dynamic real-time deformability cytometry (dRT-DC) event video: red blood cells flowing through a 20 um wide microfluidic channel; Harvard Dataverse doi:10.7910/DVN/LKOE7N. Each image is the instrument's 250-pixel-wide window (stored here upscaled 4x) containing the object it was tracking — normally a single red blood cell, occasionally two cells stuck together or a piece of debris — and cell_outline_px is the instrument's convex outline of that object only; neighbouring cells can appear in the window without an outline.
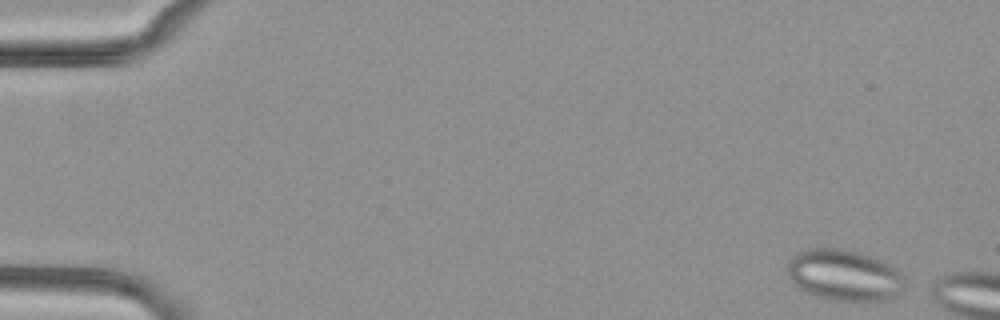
{"species": "common noctule bat (a hibernating species)", "species_latin": "Nyctalus noctula", "temperature_condition": "cold", "stored_images_in_passage": 9, "camera_frame_rate_fps": 3000, "um_per_image_px": 0.085, "animal": {"sex": "female", "body_mass_g": 29.2, "forearm_length_mm": 56.3}, "frame": {"image": 1, "passage_image": 2, "time_ms": 0.333, "image_size_px": [1000, 320], "cell_outline_px": [[904, 288], [896, 296], [888, 300], [832, 300], [816, 296], [800, 288], [788, 276], [788, 260], [796, 252], [808, 248], [840, 248], [872, 256], [896, 268], [904, 276]], "centroid_in_image_um": [71.77, 23.38], "position_along_channel_um": 13.2, "area_um2": 34.91}}